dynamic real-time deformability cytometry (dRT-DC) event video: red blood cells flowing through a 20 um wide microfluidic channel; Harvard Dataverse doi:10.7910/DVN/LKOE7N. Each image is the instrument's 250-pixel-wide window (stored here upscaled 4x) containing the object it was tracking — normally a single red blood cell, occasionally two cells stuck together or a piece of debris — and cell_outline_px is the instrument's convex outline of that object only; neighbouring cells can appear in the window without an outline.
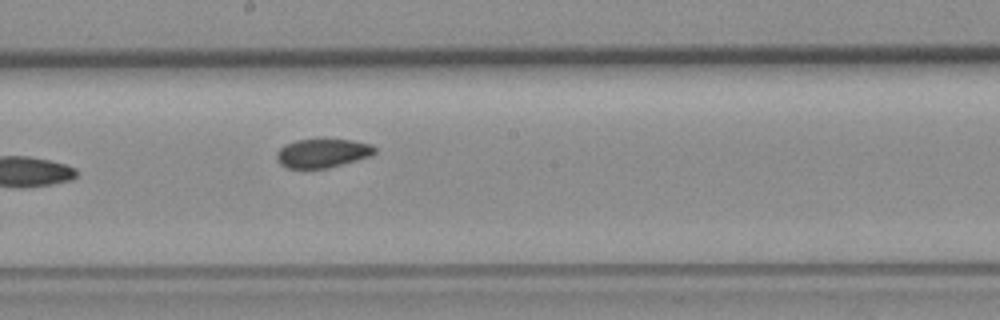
{"species": "common noctule bat (a hibernating species)", "species_latin": "Nyctalus noctula", "temperature_condition": "room temperature", "stored_images_in_passage": 10, "camera_frame_rate_fps": 3000, "um_per_image_px": 0.085, "animal": {"sex": "female", "body_mass_g": 19.3, "forearm_length_mm": 54.1}, "frame": {"image": 1, "passage_image": 9, "time_ms": 10.0, "image_size_px": [1000, 320], "cell_outline_px": [[376, 152], [372, 156], [328, 168], [288, 168], [280, 164], [276, 160], [276, 152], [284, 144], [296, 140], [320, 136], [352, 140], [372, 144], [376, 148]], "centroid_in_image_um": [27.42, 12.97], "position_along_channel_um": 220.8, "area_um2": 17.34}}